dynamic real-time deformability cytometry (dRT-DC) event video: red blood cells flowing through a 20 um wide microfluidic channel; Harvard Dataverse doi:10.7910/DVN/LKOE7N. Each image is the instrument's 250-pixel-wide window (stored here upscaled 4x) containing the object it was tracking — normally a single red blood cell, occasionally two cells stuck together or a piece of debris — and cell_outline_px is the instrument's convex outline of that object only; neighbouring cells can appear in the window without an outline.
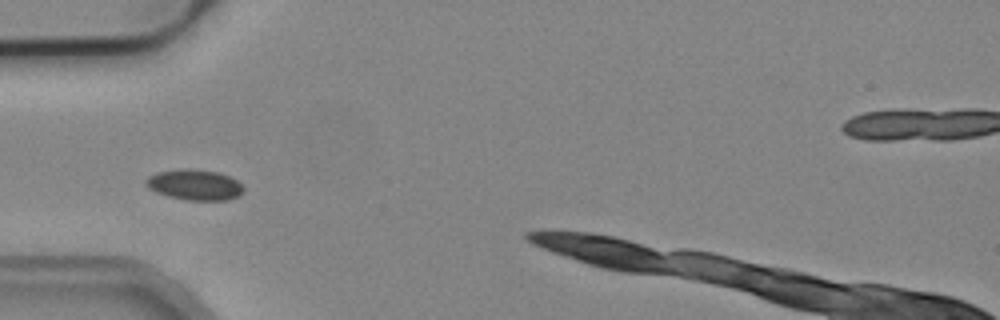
{"species": "common noctule bat (a hibernating species)", "species_latin": "Nyctalus noctula", "temperature_condition": "cold", "stored_images_in_passage": 5, "camera_frame_rate_fps": 3000, "um_per_image_px": 0.085, "animal": {"sex": "male", "body_mass_g": 19.2, "forearm_length_mm": 51.8}, "frame": {"image": 1, "passage_image": 2, "time_ms": 0.333, "image_size_px": [1000, 320], "cell_outline_px": [[244, 192], [240, 196], [228, 200], [184, 200], [168, 196], [156, 192], [148, 188], [144, 184], [144, 180], [148, 176], [156, 172], [184, 168], [220, 172], [236, 180], [244, 188]], "centroid_in_image_um": [16.53, 15.71], "position_along_channel_um": 68.5, "area_um2": 17.63}}
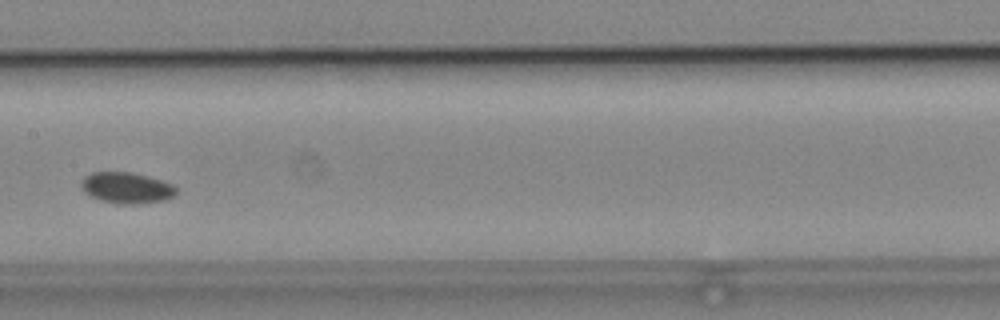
{"frame": {"image": 2, "passage_image": 5, "time_ms": 1.333, "image_size_px": [1000, 320], "cell_outline_px": [[176, 192], [172, 196], [164, 200], [132, 204], [116, 204], [100, 200], [84, 192], [80, 188], [80, 180], [84, 176], [92, 172], [128, 172], [160, 180], [172, 184], [176, 188]], "centroid_in_image_um": [10.68, 15.97], "position_along_channel_um": 196.7, "area_um2": 17.05}}